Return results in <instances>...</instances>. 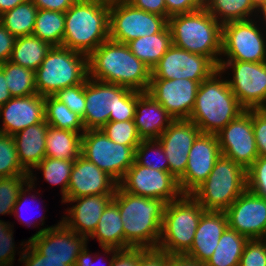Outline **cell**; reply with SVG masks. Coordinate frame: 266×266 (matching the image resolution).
<instances>
[{"instance_id": "1", "label": "cell", "mask_w": 266, "mask_h": 266, "mask_svg": "<svg viewBox=\"0 0 266 266\" xmlns=\"http://www.w3.org/2000/svg\"><path fill=\"white\" fill-rule=\"evenodd\" d=\"M88 77L146 92L150 86L151 70L127 44L109 39L88 56Z\"/></svg>"}, {"instance_id": "2", "label": "cell", "mask_w": 266, "mask_h": 266, "mask_svg": "<svg viewBox=\"0 0 266 266\" xmlns=\"http://www.w3.org/2000/svg\"><path fill=\"white\" fill-rule=\"evenodd\" d=\"M113 201L118 205L124 230V249L157 248L166 203L138 196L117 186Z\"/></svg>"}, {"instance_id": "3", "label": "cell", "mask_w": 266, "mask_h": 266, "mask_svg": "<svg viewBox=\"0 0 266 266\" xmlns=\"http://www.w3.org/2000/svg\"><path fill=\"white\" fill-rule=\"evenodd\" d=\"M244 111L226 75L218 69L200 83L188 120L197 125L201 133L217 134Z\"/></svg>"}, {"instance_id": "4", "label": "cell", "mask_w": 266, "mask_h": 266, "mask_svg": "<svg viewBox=\"0 0 266 266\" xmlns=\"http://www.w3.org/2000/svg\"><path fill=\"white\" fill-rule=\"evenodd\" d=\"M109 40V2L77 0L65 12L62 47L89 56Z\"/></svg>"}, {"instance_id": "5", "label": "cell", "mask_w": 266, "mask_h": 266, "mask_svg": "<svg viewBox=\"0 0 266 266\" xmlns=\"http://www.w3.org/2000/svg\"><path fill=\"white\" fill-rule=\"evenodd\" d=\"M172 44L194 54L209 57L219 66L222 53V25L205 9L168 18Z\"/></svg>"}, {"instance_id": "6", "label": "cell", "mask_w": 266, "mask_h": 266, "mask_svg": "<svg viewBox=\"0 0 266 266\" xmlns=\"http://www.w3.org/2000/svg\"><path fill=\"white\" fill-rule=\"evenodd\" d=\"M246 189L247 170L221 155L207 179L190 195L205 211L225 212Z\"/></svg>"}, {"instance_id": "7", "label": "cell", "mask_w": 266, "mask_h": 266, "mask_svg": "<svg viewBox=\"0 0 266 266\" xmlns=\"http://www.w3.org/2000/svg\"><path fill=\"white\" fill-rule=\"evenodd\" d=\"M204 208L191 196L182 195L165 205L158 249L185 255L192 247Z\"/></svg>"}, {"instance_id": "8", "label": "cell", "mask_w": 266, "mask_h": 266, "mask_svg": "<svg viewBox=\"0 0 266 266\" xmlns=\"http://www.w3.org/2000/svg\"><path fill=\"white\" fill-rule=\"evenodd\" d=\"M88 56L62 46H53L35 71L37 94L54 95L58 90L84 83Z\"/></svg>"}, {"instance_id": "9", "label": "cell", "mask_w": 266, "mask_h": 266, "mask_svg": "<svg viewBox=\"0 0 266 266\" xmlns=\"http://www.w3.org/2000/svg\"><path fill=\"white\" fill-rule=\"evenodd\" d=\"M136 147L115 143L101 129L85 130L81 138V155L119 183L135 162Z\"/></svg>"}, {"instance_id": "10", "label": "cell", "mask_w": 266, "mask_h": 266, "mask_svg": "<svg viewBox=\"0 0 266 266\" xmlns=\"http://www.w3.org/2000/svg\"><path fill=\"white\" fill-rule=\"evenodd\" d=\"M220 60L266 62V33L256 18L222 25Z\"/></svg>"}, {"instance_id": "11", "label": "cell", "mask_w": 266, "mask_h": 266, "mask_svg": "<svg viewBox=\"0 0 266 266\" xmlns=\"http://www.w3.org/2000/svg\"><path fill=\"white\" fill-rule=\"evenodd\" d=\"M168 20L133 7L126 0L109 2V39L127 44L133 39L161 32Z\"/></svg>"}, {"instance_id": "12", "label": "cell", "mask_w": 266, "mask_h": 266, "mask_svg": "<svg viewBox=\"0 0 266 266\" xmlns=\"http://www.w3.org/2000/svg\"><path fill=\"white\" fill-rule=\"evenodd\" d=\"M218 68L245 110H256L266 102V62L220 60Z\"/></svg>"}, {"instance_id": "13", "label": "cell", "mask_w": 266, "mask_h": 266, "mask_svg": "<svg viewBox=\"0 0 266 266\" xmlns=\"http://www.w3.org/2000/svg\"><path fill=\"white\" fill-rule=\"evenodd\" d=\"M118 185L128 193L160 199L166 204L183 195L178 180L169 171L155 170L136 162L129 167Z\"/></svg>"}, {"instance_id": "14", "label": "cell", "mask_w": 266, "mask_h": 266, "mask_svg": "<svg viewBox=\"0 0 266 266\" xmlns=\"http://www.w3.org/2000/svg\"><path fill=\"white\" fill-rule=\"evenodd\" d=\"M131 89L92 78L85 81V130L101 129L109 121H117L119 100Z\"/></svg>"}, {"instance_id": "15", "label": "cell", "mask_w": 266, "mask_h": 266, "mask_svg": "<svg viewBox=\"0 0 266 266\" xmlns=\"http://www.w3.org/2000/svg\"><path fill=\"white\" fill-rule=\"evenodd\" d=\"M219 68L207 56L171 45L151 71V79H191L199 84Z\"/></svg>"}, {"instance_id": "16", "label": "cell", "mask_w": 266, "mask_h": 266, "mask_svg": "<svg viewBox=\"0 0 266 266\" xmlns=\"http://www.w3.org/2000/svg\"><path fill=\"white\" fill-rule=\"evenodd\" d=\"M216 135L222 156L246 170L259 157L253 132V110H245Z\"/></svg>"}, {"instance_id": "17", "label": "cell", "mask_w": 266, "mask_h": 266, "mask_svg": "<svg viewBox=\"0 0 266 266\" xmlns=\"http://www.w3.org/2000/svg\"><path fill=\"white\" fill-rule=\"evenodd\" d=\"M216 134L200 133L188 154L184 175L178 180L183 195H190L209 176L221 156Z\"/></svg>"}, {"instance_id": "18", "label": "cell", "mask_w": 266, "mask_h": 266, "mask_svg": "<svg viewBox=\"0 0 266 266\" xmlns=\"http://www.w3.org/2000/svg\"><path fill=\"white\" fill-rule=\"evenodd\" d=\"M228 226L248 239L266 235V198L246 189L225 211Z\"/></svg>"}, {"instance_id": "19", "label": "cell", "mask_w": 266, "mask_h": 266, "mask_svg": "<svg viewBox=\"0 0 266 266\" xmlns=\"http://www.w3.org/2000/svg\"><path fill=\"white\" fill-rule=\"evenodd\" d=\"M28 242L45 256V259L64 260L67 266H75L79 253L88 244V239L60 222L52 229L31 236Z\"/></svg>"}, {"instance_id": "20", "label": "cell", "mask_w": 266, "mask_h": 266, "mask_svg": "<svg viewBox=\"0 0 266 266\" xmlns=\"http://www.w3.org/2000/svg\"><path fill=\"white\" fill-rule=\"evenodd\" d=\"M199 83L191 79H151L148 93L174 120L189 119L195 105Z\"/></svg>"}, {"instance_id": "21", "label": "cell", "mask_w": 266, "mask_h": 266, "mask_svg": "<svg viewBox=\"0 0 266 266\" xmlns=\"http://www.w3.org/2000/svg\"><path fill=\"white\" fill-rule=\"evenodd\" d=\"M201 133L188 119L174 120L157 139L166 154L169 172L179 180L186 170L188 154L194 140Z\"/></svg>"}, {"instance_id": "22", "label": "cell", "mask_w": 266, "mask_h": 266, "mask_svg": "<svg viewBox=\"0 0 266 266\" xmlns=\"http://www.w3.org/2000/svg\"><path fill=\"white\" fill-rule=\"evenodd\" d=\"M114 194L89 195L78 198H63L61 203L71 205L64 210L61 222L75 233L87 239L95 231L100 217L113 200Z\"/></svg>"}, {"instance_id": "23", "label": "cell", "mask_w": 266, "mask_h": 266, "mask_svg": "<svg viewBox=\"0 0 266 266\" xmlns=\"http://www.w3.org/2000/svg\"><path fill=\"white\" fill-rule=\"evenodd\" d=\"M42 121H45V102L44 96L39 94L12 97L0 107L1 133L13 136Z\"/></svg>"}, {"instance_id": "24", "label": "cell", "mask_w": 266, "mask_h": 266, "mask_svg": "<svg viewBox=\"0 0 266 266\" xmlns=\"http://www.w3.org/2000/svg\"><path fill=\"white\" fill-rule=\"evenodd\" d=\"M117 186L118 183L112 177L80 154L74 161L64 198L114 194Z\"/></svg>"}, {"instance_id": "25", "label": "cell", "mask_w": 266, "mask_h": 266, "mask_svg": "<svg viewBox=\"0 0 266 266\" xmlns=\"http://www.w3.org/2000/svg\"><path fill=\"white\" fill-rule=\"evenodd\" d=\"M225 212L205 211L200 218L191 249L185 256L206 263L218 246L219 239L228 228Z\"/></svg>"}, {"instance_id": "26", "label": "cell", "mask_w": 266, "mask_h": 266, "mask_svg": "<svg viewBox=\"0 0 266 266\" xmlns=\"http://www.w3.org/2000/svg\"><path fill=\"white\" fill-rule=\"evenodd\" d=\"M174 121L166 109L147 91H137L134 123L142 140L158 139Z\"/></svg>"}, {"instance_id": "27", "label": "cell", "mask_w": 266, "mask_h": 266, "mask_svg": "<svg viewBox=\"0 0 266 266\" xmlns=\"http://www.w3.org/2000/svg\"><path fill=\"white\" fill-rule=\"evenodd\" d=\"M48 126L42 121L13 135L20 164L28 174L46 157Z\"/></svg>"}, {"instance_id": "28", "label": "cell", "mask_w": 266, "mask_h": 266, "mask_svg": "<svg viewBox=\"0 0 266 266\" xmlns=\"http://www.w3.org/2000/svg\"><path fill=\"white\" fill-rule=\"evenodd\" d=\"M122 225L119 207L112 200L103 211L95 231L88 238V243L91 239H96L99 247L124 250V230Z\"/></svg>"}, {"instance_id": "29", "label": "cell", "mask_w": 266, "mask_h": 266, "mask_svg": "<svg viewBox=\"0 0 266 266\" xmlns=\"http://www.w3.org/2000/svg\"><path fill=\"white\" fill-rule=\"evenodd\" d=\"M127 45L131 52L152 71L172 45L171 32L167 25L161 32L138 37L128 42Z\"/></svg>"}, {"instance_id": "30", "label": "cell", "mask_w": 266, "mask_h": 266, "mask_svg": "<svg viewBox=\"0 0 266 266\" xmlns=\"http://www.w3.org/2000/svg\"><path fill=\"white\" fill-rule=\"evenodd\" d=\"M52 47L33 35L17 37L9 61L36 71Z\"/></svg>"}, {"instance_id": "31", "label": "cell", "mask_w": 266, "mask_h": 266, "mask_svg": "<svg viewBox=\"0 0 266 266\" xmlns=\"http://www.w3.org/2000/svg\"><path fill=\"white\" fill-rule=\"evenodd\" d=\"M83 133L48 126L46 135V157L75 160L81 154Z\"/></svg>"}, {"instance_id": "32", "label": "cell", "mask_w": 266, "mask_h": 266, "mask_svg": "<svg viewBox=\"0 0 266 266\" xmlns=\"http://www.w3.org/2000/svg\"><path fill=\"white\" fill-rule=\"evenodd\" d=\"M204 8L221 24L256 17L254 0H204Z\"/></svg>"}, {"instance_id": "33", "label": "cell", "mask_w": 266, "mask_h": 266, "mask_svg": "<svg viewBox=\"0 0 266 266\" xmlns=\"http://www.w3.org/2000/svg\"><path fill=\"white\" fill-rule=\"evenodd\" d=\"M248 238L229 227L219 239L218 246L205 263L206 266H239Z\"/></svg>"}, {"instance_id": "34", "label": "cell", "mask_w": 266, "mask_h": 266, "mask_svg": "<svg viewBox=\"0 0 266 266\" xmlns=\"http://www.w3.org/2000/svg\"><path fill=\"white\" fill-rule=\"evenodd\" d=\"M37 176L38 175L35 174V173H30L29 174V182L20 191L19 196H18V199H17V201H16V203L14 205V208H13V216H14V218L17 219V222H19V224L21 223L24 226L26 225L28 228L30 226H31V228L32 227L33 228H38L39 226H42V227H39L38 228L39 230L36 231V233L33 234L32 236H37L38 234H40L41 232H43L46 229H52V228L56 227L61 222V220H59L58 223H55V224H53V225H51L49 227H48V225L46 227H44V225L46 223L45 222L46 215L44 213L43 214L40 213L39 215L41 217H39V220L37 219L35 221L32 220V218L30 219V218L27 217L28 213H27V215L25 214L26 216L24 215L25 212H23V211L24 210L26 211L28 209V206H29V209H31V210H32V208H30V207H33L34 206V204L32 206H30L33 201L31 202L29 198H31V200L33 199L34 202H37L36 199L38 198V196L39 197L42 196V194L40 193V189L38 190V188H37V185H38L37 180L39 179V176H38V178H37ZM36 189H37V191H36ZM31 192H33V193H31ZM39 203H41V204L44 203V200L42 201V199H41V202L39 201L38 202V205H39ZM31 210H29V211H31Z\"/></svg>"}, {"instance_id": "35", "label": "cell", "mask_w": 266, "mask_h": 266, "mask_svg": "<svg viewBox=\"0 0 266 266\" xmlns=\"http://www.w3.org/2000/svg\"><path fill=\"white\" fill-rule=\"evenodd\" d=\"M38 8L30 0L0 15L2 25L16 38L33 34Z\"/></svg>"}, {"instance_id": "36", "label": "cell", "mask_w": 266, "mask_h": 266, "mask_svg": "<svg viewBox=\"0 0 266 266\" xmlns=\"http://www.w3.org/2000/svg\"><path fill=\"white\" fill-rule=\"evenodd\" d=\"M65 31V13L38 9L33 29V36L50 43L62 46Z\"/></svg>"}, {"instance_id": "37", "label": "cell", "mask_w": 266, "mask_h": 266, "mask_svg": "<svg viewBox=\"0 0 266 266\" xmlns=\"http://www.w3.org/2000/svg\"><path fill=\"white\" fill-rule=\"evenodd\" d=\"M45 102V121L48 125L83 133L85 127L82 118L71 111L63 102L56 99L53 95L44 96Z\"/></svg>"}, {"instance_id": "38", "label": "cell", "mask_w": 266, "mask_h": 266, "mask_svg": "<svg viewBox=\"0 0 266 266\" xmlns=\"http://www.w3.org/2000/svg\"><path fill=\"white\" fill-rule=\"evenodd\" d=\"M75 160L45 157L31 173L41 172L44 181L52 186H59L62 200L67 195L70 176Z\"/></svg>"}, {"instance_id": "39", "label": "cell", "mask_w": 266, "mask_h": 266, "mask_svg": "<svg viewBox=\"0 0 266 266\" xmlns=\"http://www.w3.org/2000/svg\"><path fill=\"white\" fill-rule=\"evenodd\" d=\"M12 97H24L37 94L35 71L7 61L0 64Z\"/></svg>"}, {"instance_id": "40", "label": "cell", "mask_w": 266, "mask_h": 266, "mask_svg": "<svg viewBox=\"0 0 266 266\" xmlns=\"http://www.w3.org/2000/svg\"><path fill=\"white\" fill-rule=\"evenodd\" d=\"M135 162L160 171H169L168 159L157 139L142 140L135 150Z\"/></svg>"}, {"instance_id": "41", "label": "cell", "mask_w": 266, "mask_h": 266, "mask_svg": "<svg viewBox=\"0 0 266 266\" xmlns=\"http://www.w3.org/2000/svg\"><path fill=\"white\" fill-rule=\"evenodd\" d=\"M29 175L21 166L13 136L0 132V178Z\"/></svg>"}, {"instance_id": "42", "label": "cell", "mask_w": 266, "mask_h": 266, "mask_svg": "<svg viewBox=\"0 0 266 266\" xmlns=\"http://www.w3.org/2000/svg\"><path fill=\"white\" fill-rule=\"evenodd\" d=\"M29 182V175L0 178V214L13 215V208L20 191Z\"/></svg>"}, {"instance_id": "43", "label": "cell", "mask_w": 266, "mask_h": 266, "mask_svg": "<svg viewBox=\"0 0 266 266\" xmlns=\"http://www.w3.org/2000/svg\"><path fill=\"white\" fill-rule=\"evenodd\" d=\"M14 223L0 219V265L1 266H14L16 260V251H18L19 259L23 255L28 240L25 239L20 243V251L14 241ZM18 249V250H17Z\"/></svg>"}, {"instance_id": "44", "label": "cell", "mask_w": 266, "mask_h": 266, "mask_svg": "<svg viewBox=\"0 0 266 266\" xmlns=\"http://www.w3.org/2000/svg\"><path fill=\"white\" fill-rule=\"evenodd\" d=\"M101 130L110 140L121 145L137 147L142 141L134 120L109 121Z\"/></svg>"}, {"instance_id": "45", "label": "cell", "mask_w": 266, "mask_h": 266, "mask_svg": "<svg viewBox=\"0 0 266 266\" xmlns=\"http://www.w3.org/2000/svg\"><path fill=\"white\" fill-rule=\"evenodd\" d=\"M81 118L85 114V82L58 90L54 95Z\"/></svg>"}, {"instance_id": "46", "label": "cell", "mask_w": 266, "mask_h": 266, "mask_svg": "<svg viewBox=\"0 0 266 266\" xmlns=\"http://www.w3.org/2000/svg\"><path fill=\"white\" fill-rule=\"evenodd\" d=\"M247 189L266 198V157L259 156L247 169Z\"/></svg>"}, {"instance_id": "47", "label": "cell", "mask_w": 266, "mask_h": 266, "mask_svg": "<svg viewBox=\"0 0 266 266\" xmlns=\"http://www.w3.org/2000/svg\"><path fill=\"white\" fill-rule=\"evenodd\" d=\"M239 266H266V242L263 239H249Z\"/></svg>"}, {"instance_id": "48", "label": "cell", "mask_w": 266, "mask_h": 266, "mask_svg": "<svg viewBox=\"0 0 266 266\" xmlns=\"http://www.w3.org/2000/svg\"><path fill=\"white\" fill-rule=\"evenodd\" d=\"M101 249H102L101 250L102 253L104 252V254H103L104 256L109 255V256L105 257L106 259H104V257H101V256H103L101 252H95L93 254L92 251H90L89 246L87 244L84 247V249L79 253L75 266H98L99 264H103L102 261L107 262L106 264L104 263L105 266H111L112 261H113V257H114V251L116 249L111 248V247H101Z\"/></svg>"}, {"instance_id": "49", "label": "cell", "mask_w": 266, "mask_h": 266, "mask_svg": "<svg viewBox=\"0 0 266 266\" xmlns=\"http://www.w3.org/2000/svg\"><path fill=\"white\" fill-rule=\"evenodd\" d=\"M18 262L23 266H67L64 260L45 259L29 242Z\"/></svg>"}, {"instance_id": "50", "label": "cell", "mask_w": 266, "mask_h": 266, "mask_svg": "<svg viewBox=\"0 0 266 266\" xmlns=\"http://www.w3.org/2000/svg\"><path fill=\"white\" fill-rule=\"evenodd\" d=\"M167 20L176 14L191 13L204 8V0H165Z\"/></svg>"}, {"instance_id": "51", "label": "cell", "mask_w": 266, "mask_h": 266, "mask_svg": "<svg viewBox=\"0 0 266 266\" xmlns=\"http://www.w3.org/2000/svg\"><path fill=\"white\" fill-rule=\"evenodd\" d=\"M137 91L131 89L119 100L117 108V121L134 120L136 111Z\"/></svg>"}, {"instance_id": "52", "label": "cell", "mask_w": 266, "mask_h": 266, "mask_svg": "<svg viewBox=\"0 0 266 266\" xmlns=\"http://www.w3.org/2000/svg\"><path fill=\"white\" fill-rule=\"evenodd\" d=\"M253 132L258 154L266 157V119L253 110Z\"/></svg>"}, {"instance_id": "53", "label": "cell", "mask_w": 266, "mask_h": 266, "mask_svg": "<svg viewBox=\"0 0 266 266\" xmlns=\"http://www.w3.org/2000/svg\"><path fill=\"white\" fill-rule=\"evenodd\" d=\"M146 248L115 250L111 266H138L139 256Z\"/></svg>"}, {"instance_id": "54", "label": "cell", "mask_w": 266, "mask_h": 266, "mask_svg": "<svg viewBox=\"0 0 266 266\" xmlns=\"http://www.w3.org/2000/svg\"><path fill=\"white\" fill-rule=\"evenodd\" d=\"M169 255L158 248H146L139 256L138 266H166Z\"/></svg>"}, {"instance_id": "55", "label": "cell", "mask_w": 266, "mask_h": 266, "mask_svg": "<svg viewBox=\"0 0 266 266\" xmlns=\"http://www.w3.org/2000/svg\"><path fill=\"white\" fill-rule=\"evenodd\" d=\"M133 7L161 15L167 19L165 0H126Z\"/></svg>"}, {"instance_id": "56", "label": "cell", "mask_w": 266, "mask_h": 266, "mask_svg": "<svg viewBox=\"0 0 266 266\" xmlns=\"http://www.w3.org/2000/svg\"><path fill=\"white\" fill-rule=\"evenodd\" d=\"M16 37L0 22V64L9 61Z\"/></svg>"}, {"instance_id": "57", "label": "cell", "mask_w": 266, "mask_h": 266, "mask_svg": "<svg viewBox=\"0 0 266 266\" xmlns=\"http://www.w3.org/2000/svg\"><path fill=\"white\" fill-rule=\"evenodd\" d=\"M38 9L65 13L77 0H30Z\"/></svg>"}, {"instance_id": "58", "label": "cell", "mask_w": 266, "mask_h": 266, "mask_svg": "<svg viewBox=\"0 0 266 266\" xmlns=\"http://www.w3.org/2000/svg\"><path fill=\"white\" fill-rule=\"evenodd\" d=\"M166 266H206V264L185 255H169Z\"/></svg>"}, {"instance_id": "59", "label": "cell", "mask_w": 266, "mask_h": 266, "mask_svg": "<svg viewBox=\"0 0 266 266\" xmlns=\"http://www.w3.org/2000/svg\"><path fill=\"white\" fill-rule=\"evenodd\" d=\"M12 98L5 80L4 72L0 69V107Z\"/></svg>"}, {"instance_id": "60", "label": "cell", "mask_w": 266, "mask_h": 266, "mask_svg": "<svg viewBox=\"0 0 266 266\" xmlns=\"http://www.w3.org/2000/svg\"><path fill=\"white\" fill-rule=\"evenodd\" d=\"M255 18L266 33V0H261L257 4V14Z\"/></svg>"}, {"instance_id": "61", "label": "cell", "mask_w": 266, "mask_h": 266, "mask_svg": "<svg viewBox=\"0 0 266 266\" xmlns=\"http://www.w3.org/2000/svg\"><path fill=\"white\" fill-rule=\"evenodd\" d=\"M26 0H0V15L12 10Z\"/></svg>"}, {"instance_id": "62", "label": "cell", "mask_w": 266, "mask_h": 266, "mask_svg": "<svg viewBox=\"0 0 266 266\" xmlns=\"http://www.w3.org/2000/svg\"><path fill=\"white\" fill-rule=\"evenodd\" d=\"M256 111L266 119V102L260 105Z\"/></svg>"}, {"instance_id": "63", "label": "cell", "mask_w": 266, "mask_h": 266, "mask_svg": "<svg viewBox=\"0 0 266 266\" xmlns=\"http://www.w3.org/2000/svg\"><path fill=\"white\" fill-rule=\"evenodd\" d=\"M257 4L261 1V0H254Z\"/></svg>"}]
</instances>
